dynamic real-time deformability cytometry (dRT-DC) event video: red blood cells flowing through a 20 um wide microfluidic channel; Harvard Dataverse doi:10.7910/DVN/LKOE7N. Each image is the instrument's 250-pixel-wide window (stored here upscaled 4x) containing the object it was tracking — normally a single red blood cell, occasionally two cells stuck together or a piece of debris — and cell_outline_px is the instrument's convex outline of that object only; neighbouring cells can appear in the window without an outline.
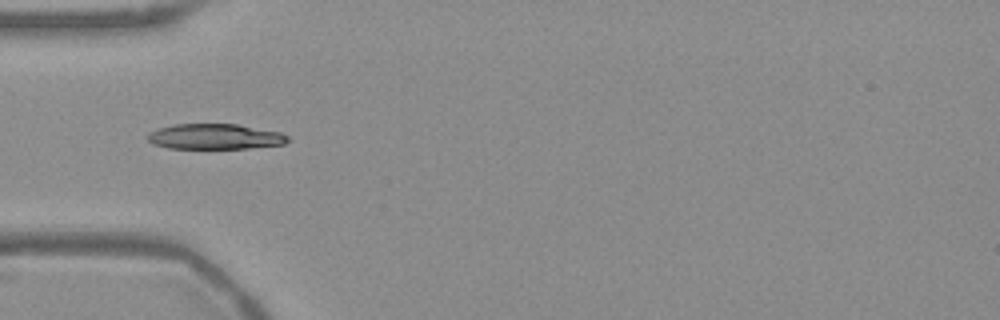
{"species": "Egyptian fruit bat (a non-hibernating species)", "species_latin": "Rousettus aegyptiacus", "temperature_condition": "warm", "stored_images_in_passage": 38, "camera_frame_rate_fps": 3000, "um_per_image_px": 0.085, "frame": {"image": 1, "passage_image": 1, "time_ms": 0.0, "image_size_px": [1000, 320], "cell_outline_px": [[288, 140], [284, 144], [248, 148], [168, 148], [152, 144], [144, 136], [148, 132], [156, 128], [176, 124], [236, 124], [280, 132], [288, 136]], "centroid_in_image_um": [18.2, 11.6], "position_along_channel_um": 66.8, "area_um2": 20.81}}
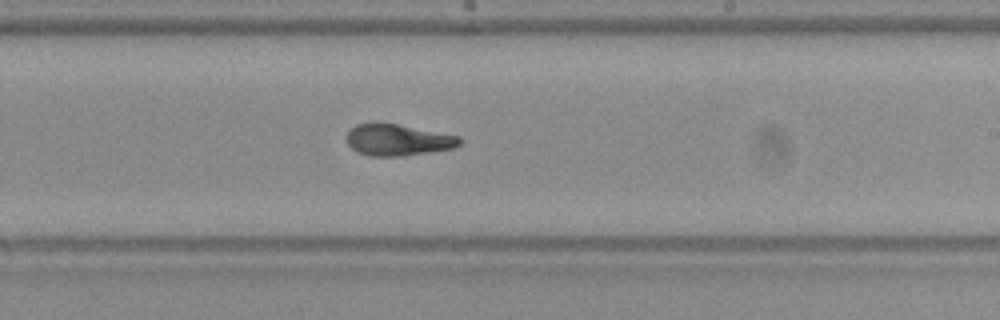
{"frame": {"image": 2, "passage_image": 16, "time_ms": 5.0, "image_size_px": [1000, 320], "cell_outline_px": [[460, 144], [452, 148], [428, 152], [400, 156], [372, 156], [356, 152], [348, 144], [344, 136], [356, 124], [396, 124], [460, 136]], "centroid_in_image_um": [33.78, 11.91], "position_along_channel_um": 255.2, "area_um2": 20.35}}
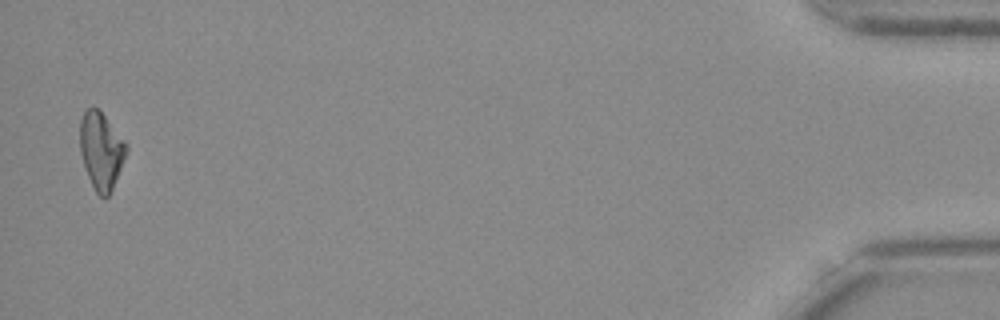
{"frame": {"image": 3, "passage_image": 37, "time_ms": 12.0, "image_size_px": [1000, 320], "cell_outline_px": [[128, 148], [112, 188], [108, 196], [100, 196], [96, 192], [88, 176], [80, 152], [80, 120], [84, 112], [88, 108], [96, 108], [104, 116], [128, 144]], "centroid_in_image_um": [8.59, 12.79], "position_along_channel_um": 426.6, "area_um2": 20.23}, "authors_computed_cell_mechanics": {"area_um2": 20.8369, "velocity_mm_per_s": 3.759, "shape_relaxation_time_tau1_ms": null, "shape_relaxation_time_tau2_ms": 2.1315, "deformation_change_tau1": null, "deformation_change_tau2": 0.0593}}